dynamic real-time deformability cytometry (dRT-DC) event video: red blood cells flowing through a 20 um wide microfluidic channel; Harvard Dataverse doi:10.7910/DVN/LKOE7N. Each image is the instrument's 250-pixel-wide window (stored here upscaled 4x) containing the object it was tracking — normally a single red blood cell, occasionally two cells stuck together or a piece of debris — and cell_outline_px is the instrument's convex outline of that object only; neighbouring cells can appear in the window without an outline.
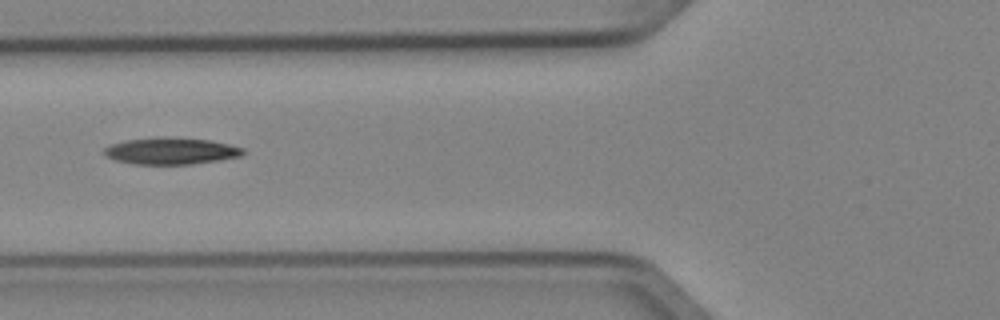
{"species": "Egyptian fruit bat (a non-hibernating species)", "species_latin": "Rousettus aegyptiacus", "temperature_condition": "cold", "stored_images_in_passage": 2, "camera_frame_rate_fps": 3000, "um_per_image_px": 0.085, "animal": {"sex": "female"}, "frame": {"image": 1, "passage_image": 2, "time_ms": 0.333, "image_size_px": [1000, 320], "cell_outline_px": [[244, 152], [240, 156], [220, 160], [192, 164], [132, 164], [116, 160], [108, 156], [104, 152], [104, 148], [112, 144], [124, 140], [156, 136], [208, 140], [228, 144], [244, 148]], "centroid_in_image_um": [14.52, 12.83], "position_along_channel_um": 111.3, "area_um2": 21.56}}